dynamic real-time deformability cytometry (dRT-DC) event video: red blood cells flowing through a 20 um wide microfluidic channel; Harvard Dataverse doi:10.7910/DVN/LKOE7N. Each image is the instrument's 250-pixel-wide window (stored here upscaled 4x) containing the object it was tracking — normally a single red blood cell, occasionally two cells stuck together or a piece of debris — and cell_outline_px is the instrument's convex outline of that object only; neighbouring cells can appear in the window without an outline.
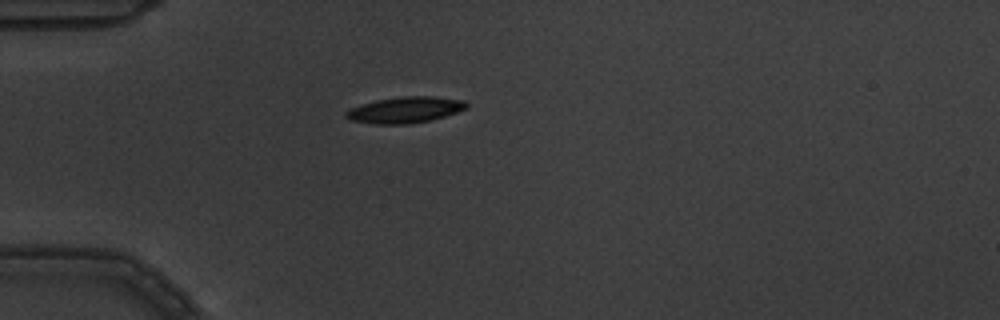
{"species": "common noctule bat (a hibernating species)", "species_latin": "Nyctalus noctula", "temperature_condition": "warm", "stored_images_in_passage": 8, "camera_frame_rate_fps": 3000, "um_per_image_px": 0.085, "animal": {"sex": "male", "body_mass_g": 19.5, "forearm_length_mm": 54.6}, "frame": {"image": 1, "passage_image": 5, "time_ms": 1.333, "image_size_px": [1000, 320], "cell_outline_px": [[468, 108], [432, 120], [408, 124], [376, 124], [348, 120], [344, 116], [344, 112], [352, 108], [376, 100], [404, 96], [432, 96], [464, 100], [468, 104]], "centroid_in_image_um": [34.44, 9.34], "position_along_channel_um": 50.6, "area_um2": 18.32}}